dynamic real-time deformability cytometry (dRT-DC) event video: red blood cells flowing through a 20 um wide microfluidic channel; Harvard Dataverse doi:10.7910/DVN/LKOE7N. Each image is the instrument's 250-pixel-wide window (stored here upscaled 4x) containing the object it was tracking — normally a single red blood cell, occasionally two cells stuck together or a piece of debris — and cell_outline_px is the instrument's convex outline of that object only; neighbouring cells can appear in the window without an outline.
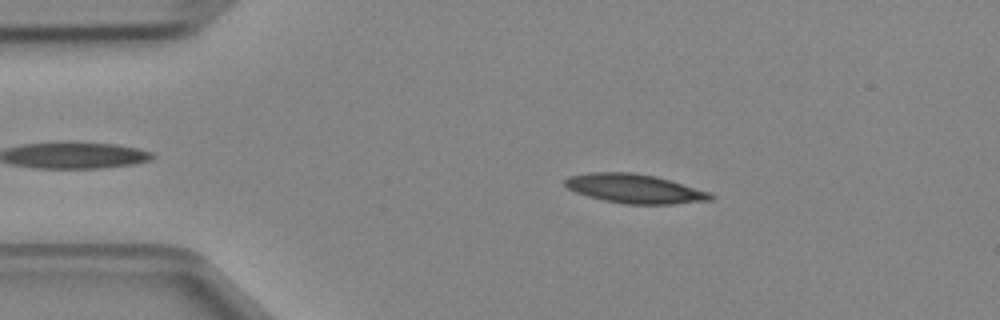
{"species": "Egyptian fruit bat (a non-hibernating species)", "species_latin": "Rousettus aegyptiacus", "temperature_condition": "cold", "stored_images_in_passage": 4, "camera_frame_rate_fps": 3000, "um_per_image_px": 0.085, "animal": {"sex": "female"}, "frame": {"image": 1, "passage_image": 2, "time_ms": 0.333, "image_size_px": [1000, 320], "cell_outline_px": [[716, 196], [712, 200], [672, 204], [624, 204], [604, 200], [588, 196], [576, 192], [568, 188], [564, 184], [564, 180], [568, 176], [588, 172], [632, 172], [656, 176], [672, 180], [712, 192]], "centroid_in_image_um": [53.99, 16.03], "position_along_channel_um": 31.0, "area_um2": 25.03}}
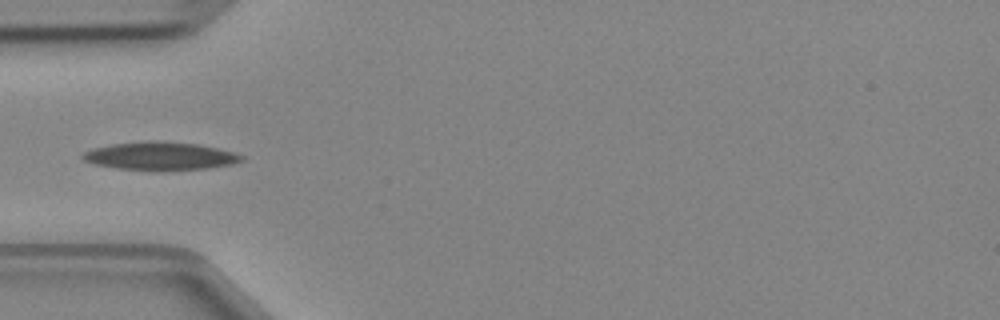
{"frame": {"image": 2, "passage_image": 3, "time_ms": 0.667, "image_size_px": [1000, 320], "cell_outline_px": [[244, 160], [232, 164], [208, 168], [160, 172], [156, 172], [116, 168], [96, 164], [84, 160], [80, 156], [80, 152], [92, 148], [112, 144], [144, 140], [160, 140], [196, 144], [216, 148], [232, 152], [244, 156]], "centroid_in_image_um": [13.57, 13.27], "position_along_channel_um": 71.4, "area_um2": 26.65}}